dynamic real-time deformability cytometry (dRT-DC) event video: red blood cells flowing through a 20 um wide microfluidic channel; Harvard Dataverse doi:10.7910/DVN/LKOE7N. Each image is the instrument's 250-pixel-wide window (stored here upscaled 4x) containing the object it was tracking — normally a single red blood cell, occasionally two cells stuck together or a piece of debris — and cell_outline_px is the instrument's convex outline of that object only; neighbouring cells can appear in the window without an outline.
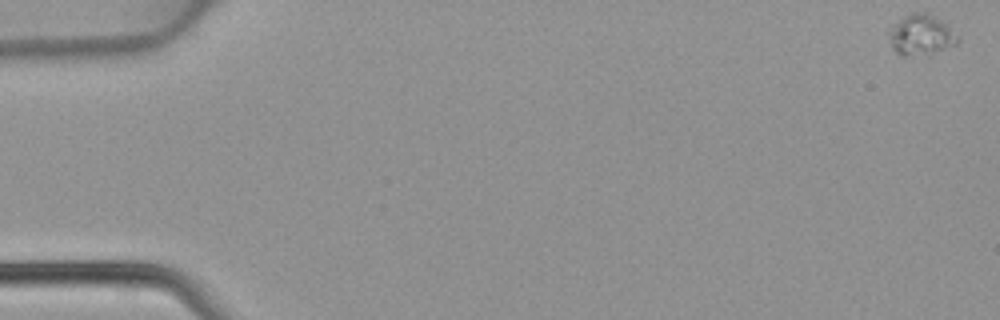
{"species": "common noctule bat (a hibernating species)", "species_latin": "Nyctalus noctula", "temperature_condition": "warm", "stored_images_in_passage": 48, "camera_frame_rate_fps": 3000, "um_per_image_px": 0.085, "animal": {"sex": "female", "body_mass_g": 22.7, "forearm_length_mm": 54.2}, "frame": {"image": 1, "passage_image": 1, "time_ms": 0.0, "image_size_px": [1000, 320], "cell_outline_px": [[960, 40], [956, 44], [940, 48], [904, 56], [900, 56], [892, 48], [888, 36], [888, 28], [892, 24], [904, 16], [912, 12], [924, 12], [940, 20]], "centroid_in_image_um": [78.16, 2.92], "position_along_channel_um": 6.8, "area_um2": 15.37}}
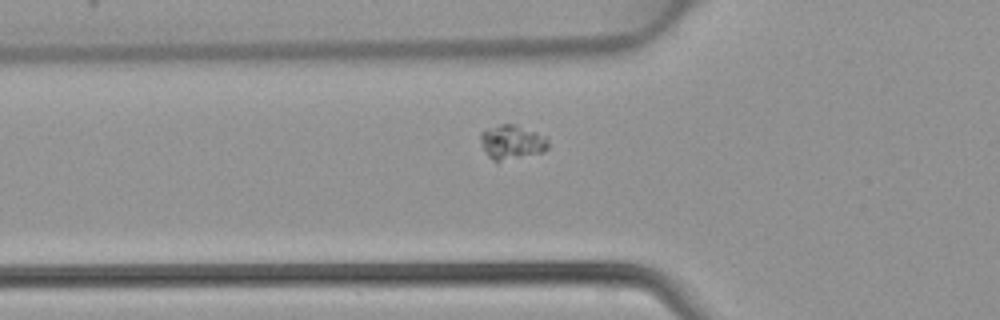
{"frame": {"image": 2, "passage_image": 17, "time_ms": 5.333, "image_size_px": [1000, 320], "cell_outline_px": [[548, 148], [544, 152], [496, 164], [488, 156], [480, 140], [480, 132], [500, 124], [516, 124], [536, 132], [544, 136], [548, 140]], "centroid_in_image_um": [43.51, 12.12], "position_along_channel_um": 82.3, "area_um2": 13.87}}
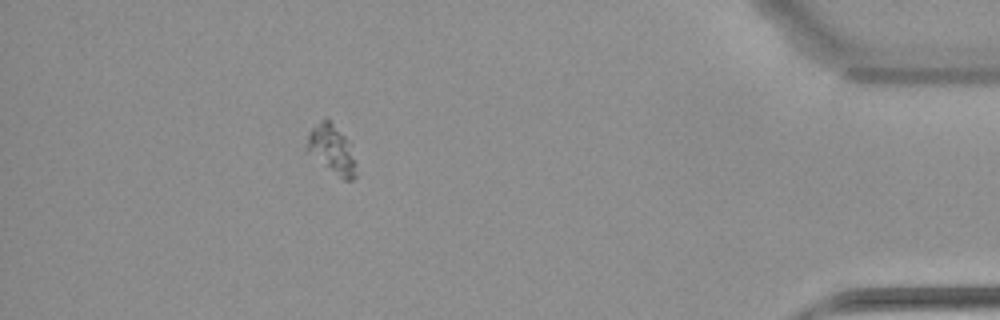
{"frame": {"image": 3, "passage_image": 43, "time_ms": 14.0, "image_size_px": [1000, 320], "cell_outline_px": [[356, 176], [352, 180], [344, 180], [308, 148], [308, 132], [324, 116], [344, 136], [356, 160]], "centroid_in_image_um": [28.26, 12.67], "position_along_channel_um": 406.9, "area_um2": 12.83}}